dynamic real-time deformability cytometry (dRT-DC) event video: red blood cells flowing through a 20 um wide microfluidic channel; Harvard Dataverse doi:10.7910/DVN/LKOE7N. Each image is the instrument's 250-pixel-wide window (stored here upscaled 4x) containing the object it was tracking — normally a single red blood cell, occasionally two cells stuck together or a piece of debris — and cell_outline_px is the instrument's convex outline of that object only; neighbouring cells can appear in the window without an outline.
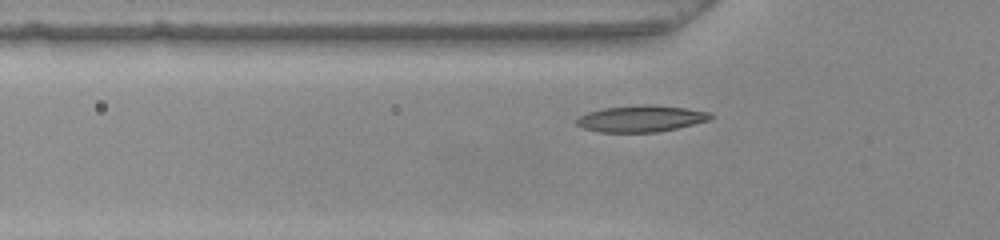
{"species": "common noctule bat (a hibernating species)", "species_latin": "Nyctalus noctula", "temperature_condition": "warm", "stored_images_in_passage": 40, "camera_frame_rate_fps": 3000, "um_per_image_px": 0.085, "animal": {"sex": "female", "body_mass_g": 22.0, "forearm_length_mm": 56.7}, "frame": {"image": 1, "passage_image": 10, "time_ms": 3.0, "image_size_px": [1000, 240], "cell_outline_px": [[712, 116], [708, 120], [676, 128], [656, 132], [600, 132], [584, 128], [576, 124], [576, 120], [580, 116], [588, 112], [604, 108], [644, 104], [652, 104], [684, 108], [712, 112]], "centroid_in_image_um": [54.48, 10.08], "position_along_channel_um": 71.3, "area_um2": 20.46}}
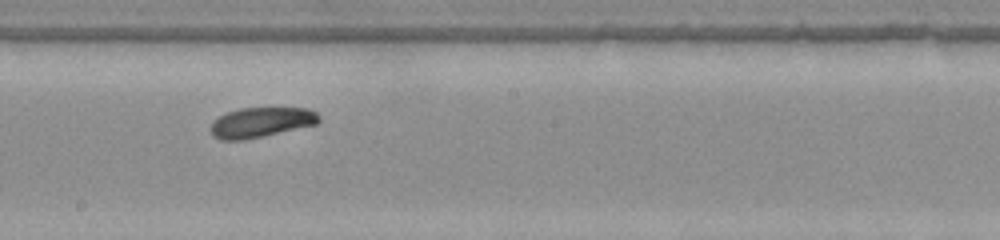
{"frame": {"image": 2, "passage_image": 22, "time_ms": 7.0, "image_size_px": [1000, 240], "cell_outline_px": [[320, 120], [316, 124], [264, 136], [244, 140], [220, 140], [212, 136], [208, 128], [220, 116], [228, 112], [240, 108], [308, 108], [316, 112], [320, 116]], "centroid_in_image_um": [22.18, 10.41], "position_along_channel_um": 226.0, "area_um2": 18.96}}
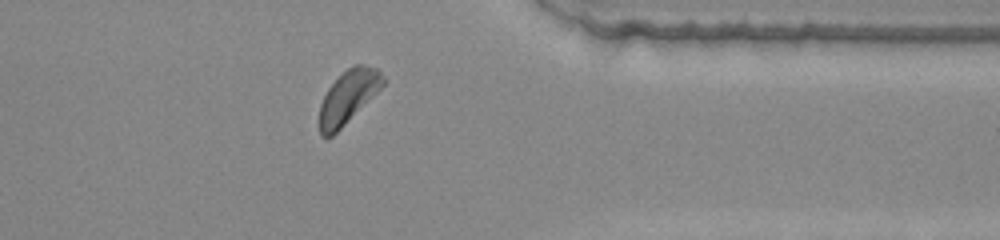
{"frame": {"image": 3, "passage_image": 35, "time_ms": 11.333, "image_size_px": [1000, 240], "cell_outline_px": [[384, 84], [332, 136], [320, 136], [320, 104], [328, 88], [348, 68], [356, 64], [364, 64], [376, 68], [384, 76]], "centroid_in_image_um": [29.59, 8.21], "position_along_channel_um": 381.8, "area_um2": 18.9}, "authors_computed_cell_mechanics": {"area_um2": 19.074, "velocity_mm_per_s": 3.8697, "shape_relaxation_time_tau1_ms": 2.05, "shape_relaxation_time_tau2_ms": null, "deformation_change_tau1": 0.0765, "deformation_change_tau2": null}}